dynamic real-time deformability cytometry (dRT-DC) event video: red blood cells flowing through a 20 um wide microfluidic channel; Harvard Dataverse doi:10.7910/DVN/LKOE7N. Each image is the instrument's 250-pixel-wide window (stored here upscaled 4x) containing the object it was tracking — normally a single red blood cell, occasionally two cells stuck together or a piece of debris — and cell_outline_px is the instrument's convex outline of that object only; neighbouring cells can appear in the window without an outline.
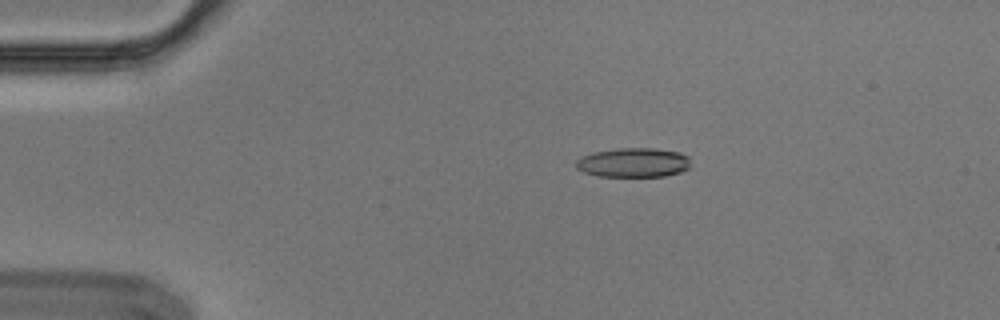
{"species": "Egyptian fruit bat (a non-hibernating species)", "species_latin": "Rousettus aegyptiacus", "temperature_condition": "cold", "stored_images_in_passage": 6, "camera_frame_rate_fps": 3000, "um_per_image_px": 0.085, "animal": {"sex": "male"}, "frame": {"image": 1, "passage_image": 3, "time_ms": 0.667, "image_size_px": [1000, 320], "cell_outline_px": [[692, 168], [680, 172], [664, 176], [600, 176], [584, 172], [576, 168], [576, 160], [580, 156], [592, 152], [616, 148], [656, 148], [680, 152], [688, 156]], "centroid_in_image_um": [53.86, 13.8], "position_along_channel_um": 31.1, "area_um2": 19.88}}
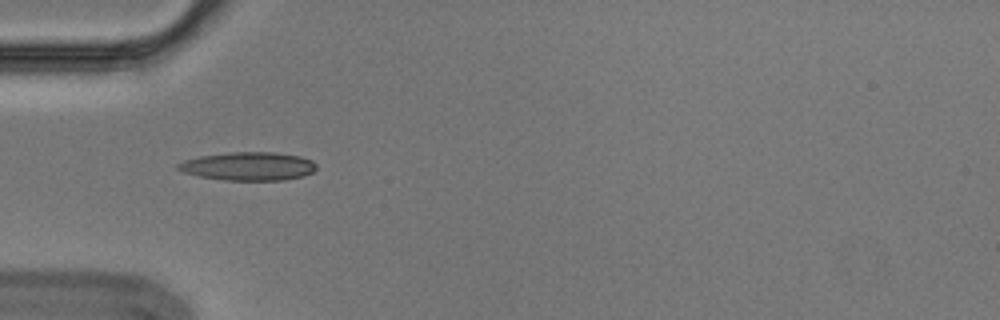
{"frame": {"image": 2, "passage_image": 5, "time_ms": 1.333, "image_size_px": [1000, 320], "cell_outline_px": [[316, 168], [312, 172], [304, 176], [284, 180], [224, 180], [200, 176], [184, 172], [176, 168], [176, 164], [184, 160], [200, 156], [232, 152], [272, 152], [300, 156], [312, 160], [316, 164]], "centroid_in_image_um": [21.12, 14.13], "position_along_channel_um": 63.9, "area_um2": 22.83}}